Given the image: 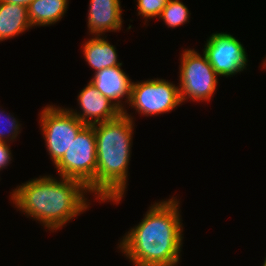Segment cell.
I'll return each instance as SVG.
<instances>
[{
  "label": "cell",
  "instance_id": "12",
  "mask_svg": "<svg viewBox=\"0 0 266 266\" xmlns=\"http://www.w3.org/2000/svg\"><path fill=\"white\" fill-rule=\"evenodd\" d=\"M32 28L28 8L0 1V42L19 36Z\"/></svg>",
  "mask_w": 266,
  "mask_h": 266
},
{
  "label": "cell",
  "instance_id": "8",
  "mask_svg": "<svg viewBox=\"0 0 266 266\" xmlns=\"http://www.w3.org/2000/svg\"><path fill=\"white\" fill-rule=\"evenodd\" d=\"M203 53L219 77H233L247 69L246 49L230 33L211 34L204 45Z\"/></svg>",
  "mask_w": 266,
  "mask_h": 266
},
{
  "label": "cell",
  "instance_id": "10",
  "mask_svg": "<svg viewBox=\"0 0 266 266\" xmlns=\"http://www.w3.org/2000/svg\"><path fill=\"white\" fill-rule=\"evenodd\" d=\"M121 67L122 65L114 66L94 72L90 82L103 96L107 97L124 112V102L125 106L126 103L129 104L130 102L133 82ZM124 97L127 100L123 102Z\"/></svg>",
  "mask_w": 266,
  "mask_h": 266
},
{
  "label": "cell",
  "instance_id": "1",
  "mask_svg": "<svg viewBox=\"0 0 266 266\" xmlns=\"http://www.w3.org/2000/svg\"><path fill=\"white\" fill-rule=\"evenodd\" d=\"M176 197L155 202L141 222L121 238L118 249L133 266H177L180 263L183 223Z\"/></svg>",
  "mask_w": 266,
  "mask_h": 266
},
{
  "label": "cell",
  "instance_id": "6",
  "mask_svg": "<svg viewBox=\"0 0 266 266\" xmlns=\"http://www.w3.org/2000/svg\"><path fill=\"white\" fill-rule=\"evenodd\" d=\"M59 176L78 179L86 186L95 178L97 145L93 125H86L55 164Z\"/></svg>",
  "mask_w": 266,
  "mask_h": 266
},
{
  "label": "cell",
  "instance_id": "3",
  "mask_svg": "<svg viewBox=\"0 0 266 266\" xmlns=\"http://www.w3.org/2000/svg\"><path fill=\"white\" fill-rule=\"evenodd\" d=\"M134 124V117L125 109L116 118L93 125L97 145V169L95 178L87 188L99 202L112 201L119 204L125 196Z\"/></svg>",
  "mask_w": 266,
  "mask_h": 266
},
{
  "label": "cell",
  "instance_id": "20",
  "mask_svg": "<svg viewBox=\"0 0 266 266\" xmlns=\"http://www.w3.org/2000/svg\"><path fill=\"white\" fill-rule=\"evenodd\" d=\"M266 58V57H265ZM262 67L266 69V59H263Z\"/></svg>",
  "mask_w": 266,
  "mask_h": 266
},
{
  "label": "cell",
  "instance_id": "4",
  "mask_svg": "<svg viewBox=\"0 0 266 266\" xmlns=\"http://www.w3.org/2000/svg\"><path fill=\"white\" fill-rule=\"evenodd\" d=\"M180 58L179 94L181 102L210 101L216 92L218 74L207 60L195 49H184Z\"/></svg>",
  "mask_w": 266,
  "mask_h": 266
},
{
  "label": "cell",
  "instance_id": "13",
  "mask_svg": "<svg viewBox=\"0 0 266 266\" xmlns=\"http://www.w3.org/2000/svg\"><path fill=\"white\" fill-rule=\"evenodd\" d=\"M116 51V47L103 36H94L83 44L85 61L95 72L122 65Z\"/></svg>",
  "mask_w": 266,
  "mask_h": 266
},
{
  "label": "cell",
  "instance_id": "15",
  "mask_svg": "<svg viewBox=\"0 0 266 266\" xmlns=\"http://www.w3.org/2000/svg\"><path fill=\"white\" fill-rule=\"evenodd\" d=\"M190 12L187 6L180 0H169L161 12L159 18L167 27L175 28L189 23Z\"/></svg>",
  "mask_w": 266,
  "mask_h": 266
},
{
  "label": "cell",
  "instance_id": "11",
  "mask_svg": "<svg viewBox=\"0 0 266 266\" xmlns=\"http://www.w3.org/2000/svg\"><path fill=\"white\" fill-rule=\"evenodd\" d=\"M88 10L89 35L102 36L105 32L120 31L123 27L120 0H90Z\"/></svg>",
  "mask_w": 266,
  "mask_h": 266
},
{
  "label": "cell",
  "instance_id": "17",
  "mask_svg": "<svg viewBox=\"0 0 266 266\" xmlns=\"http://www.w3.org/2000/svg\"><path fill=\"white\" fill-rule=\"evenodd\" d=\"M138 16L146 19L159 18L161 12L166 7L169 0H136Z\"/></svg>",
  "mask_w": 266,
  "mask_h": 266
},
{
  "label": "cell",
  "instance_id": "9",
  "mask_svg": "<svg viewBox=\"0 0 266 266\" xmlns=\"http://www.w3.org/2000/svg\"><path fill=\"white\" fill-rule=\"evenodd\" d=\"M78 110L67 108L85 125H94L97 123L106 122L119 116L122 111L107 97L96 89L94 85L89 83L79 92L78 95Z\"/></svg>",
  "mask_w": 266,
  "mask_h": 266
},
{
  "label": "cell",
  "instance_id": "14",
  "mask_svg": "<svg viewBox=\"0 0 266 266\" xmlns=\"http://www.w3.org/2000/svg\"><path fill=\"white\" fill-rule=\"evenodd\" d=\"M68 0H34L28 6V18L32 27L51 26L63 18Z\"/></svg>",
  "mask_w": 266,
  "mask_h": 266
},
{
  "label": "cell",
  "instance_id": "5",
  "mask_svg": "<svg viewBox=\"0 0 266 266\" xmlns=\"http://www.w3.org/2000/svg\"><path fill=\"white\" fill-rule=\"evenodd\" d=\"M40 128L50 159L55 165L86 126L67 108L47 105L39 113Z\"/></svg>",
  "mask_w": 266,
  "mask_h": 266
},
{
  "label": "cell",
  "instance_id": "7",
  "mask_svg": "<svg viewBox=\"0 0 266 266\" xmlns=\"http://www.w3.org/2000/svg\"><path fill=\"white\" fill-rule=\"evenodd\" d=\"M128 105L147 117L171 112L182 105L179 86L160 78L133 82Z\"/></svg>",
  "mask_w": 266,
  "mask_h": 266
},
{
  "label": "cell",
  "instance_id": "16",
  "mask_svg": "<svg viewBox=\"0 0 266 266\" xmlns=\"http://www.w3.org/2000/svg\"><path fill=\"white\" fill-rule=\"evenodd\" d=\"M0 108V141L11 143L21 133V124L13 115ZM13 116V117H12ZM11 141V142H10Z\"/></svg>",
  "mask_w": 266,
  "mask_h": 266
},
{
  "label": "cell",
  "instance_id": "2",
  "mask_svg": "<svg viewBox=\"0 0 266 266\" xmlns=\"http://www.w3.org/2000/svg\"><path fill=\"white\" fill-rule=\"evenodd\" d=\"M58 179L61 180L53 175L40 176L10 192V201L17 210L53 232L90 207L85 194L91 192L83 182L62 176Z\"/></svg>",
  "mask_w": 266,
  "mask_h": 266
},
{
  "label": "cell",
  "instance_id": "21",
  "mask_svg": "<svg viewBox=\"0 0 266 266\" xmlns=\"http://www.w3.org/2000/svg\"><path fill=\"white\" fill-rule=\"evenodd\" d=\"M261 266H266V257L264 259L263 265H261Z\"/></svg>",
  "mask_w": 266,
  "mask_h": 266
},
{
  "label": "cell",
  "instance_id": "18",
  "mask_svg": "<svg viewBox=\"0 0 266 266\" xmlns=\"http://www.w3.org/2000/svg\"><path fill=\"white\" fill-rule=\"evenodd\" d=\"M9 142L0 141V171L5 169L12 161V152Z\"/></svg>",
  "mask_w": 266,
  "mask_h": 266
},
{
  "label": "cell",
  "instance_id": "19",
  "mask_svg": "<svg viewBox=\"0 0 266 266\" xmlns=\"http://www.w3.org/2000/svg\"><path fill=\"white\" fill-rule=\"evenodd\" d=\"M1 2L5 3H11V4H18L22 5L28 8V6L34 1V0H0Z\"/></svg>",
  "mask_w": 266,
  "mask_h": 266
}]
</instances>
